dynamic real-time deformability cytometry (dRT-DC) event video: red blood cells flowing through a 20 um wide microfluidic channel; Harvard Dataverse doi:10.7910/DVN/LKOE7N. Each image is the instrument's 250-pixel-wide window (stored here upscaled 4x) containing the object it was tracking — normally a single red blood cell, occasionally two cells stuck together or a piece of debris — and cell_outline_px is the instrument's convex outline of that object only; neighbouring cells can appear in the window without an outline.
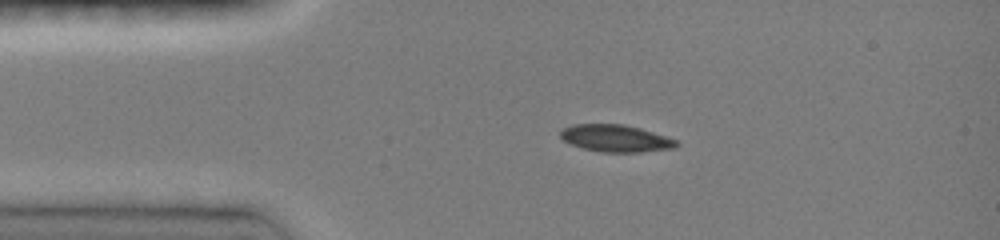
{"species": "common noctule bat (a hibernating species)", "species_latin": "Nyctalus noctula", "temperature_condition": "room temperature", "stored_images_in_passage": 38, "camera_frame_rate_fps": 3000, "um_per_image_px": 0.085, "animal": {"sex": "female", "body_mass_g": 19.0, "forearm_length_mm": 51.5}, "frame": {"image": 1, "passage_image": 1, "time_ms": 0.0, "image_size_px": [1000, 240], "cell_outline_px": [[680, 144], [676, 148], [640, 152], [604, 152], [584, 148], [572, 144], [564, 140], [560, 136], [560, 128], [572, 124], [624, 124], [640, 128], [676, 140]], "centroid_in_image_um": [52.32, 11.75], "position_along_channel_um": 32.7, "area_um2": 18.26}}
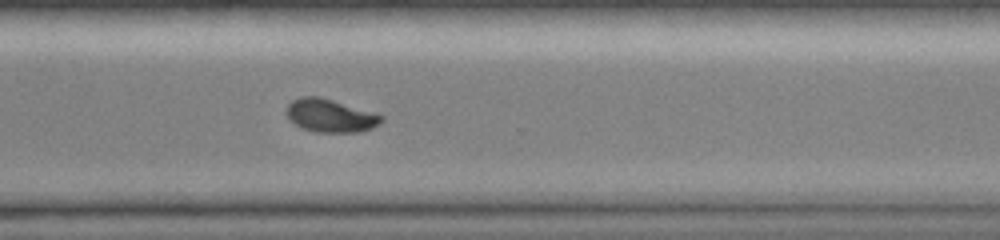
{"frame": {"image": 2, "passage_image": 26, "time_ms": 8.333, "image_size_px": [1000, 240], "cell_outline_px": [[384, 120], [380, 124], [372, 128], [360, 132], [316, 132], [304, 128], [288, 120], [288, 104], [292, 100], [300, 96], [320, 96], [380, 112], [384, 116]], "centroid_in_image_um": [28.18, 9.81], "position_along_channel_um": 342.4, "area_um2": 18.79}}
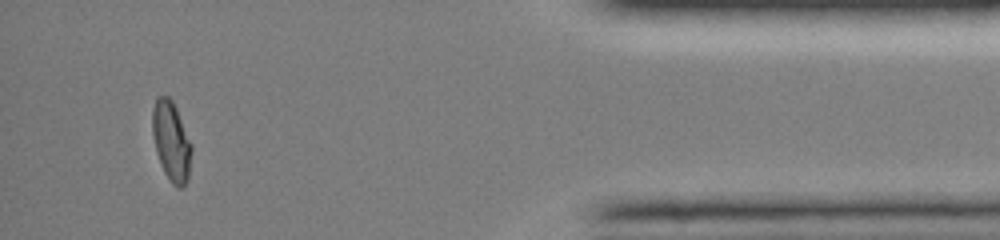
{"frame": {"image": 3, "passage_image": 35, "time_ms": 11.333, "image_size_px": [1000, 240], "cell_outline_px": [[192, 152], [188, 180], [180, 188], [176, 188], [172, 184], [164, 172], [160, 164], [156, 152], [152, 132], [152, 108], [156, 96], [168, 96], [172, 100], [176, 108], [192, 144]], "centroid_in_image_um": [14.55, 12.01], "position_along_channel_um": 420.6, "area_um2": 18.38}, "authors_computed_cell_mechanics": {"area_um2": 18.9295, "velocity_mm_per_s": 4.0985, "shape_relaxation_time_tau1_ms": 3.6158, "shape_relaxation_time_tau2_ms": 2.131, "deformation_change_tau1": 0.171, "deformation_change_tau2": 0.0379}}